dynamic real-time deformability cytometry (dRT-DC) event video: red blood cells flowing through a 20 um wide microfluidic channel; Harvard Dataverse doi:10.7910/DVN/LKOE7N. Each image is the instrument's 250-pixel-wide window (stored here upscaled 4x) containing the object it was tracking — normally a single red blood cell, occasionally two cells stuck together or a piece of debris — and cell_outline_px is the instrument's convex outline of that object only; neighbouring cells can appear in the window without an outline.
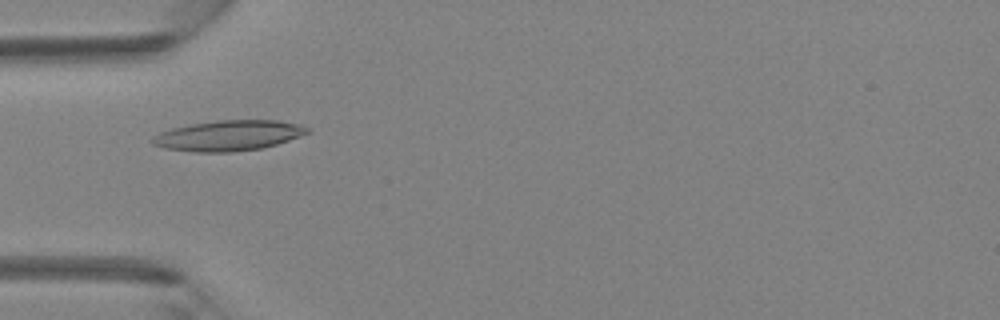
{"species": "Egyptian fruit bat (a non-hibernating species)", "species_latin": "Rousettus aegyptiacus", "temperature_condition": "room temperature", "stored_images_in_passage": 5, "camera_frame_rate_fps": 3000, "um_per_image_px": 0.085, "animal": {"sex": "female"}, "frame": {"image": 1, "passage_image": 5, "time_ms": 4.667, "image_size_px": [1000, 320], "cell_outline_px": [[312, 132], [276, 144], [260, 148], [232, 152], [196, 152], [164, 148], [152, 144], [148, 140], [152, 136], [160, 132], [172, 128], [192, 124], [216, 120], [276, 120], [300, 124], [308, 128]], "centroid_in_image_um": [19.39, 11.52], "position_along_channel_um": 65.6, "area_um2": 27.51}}